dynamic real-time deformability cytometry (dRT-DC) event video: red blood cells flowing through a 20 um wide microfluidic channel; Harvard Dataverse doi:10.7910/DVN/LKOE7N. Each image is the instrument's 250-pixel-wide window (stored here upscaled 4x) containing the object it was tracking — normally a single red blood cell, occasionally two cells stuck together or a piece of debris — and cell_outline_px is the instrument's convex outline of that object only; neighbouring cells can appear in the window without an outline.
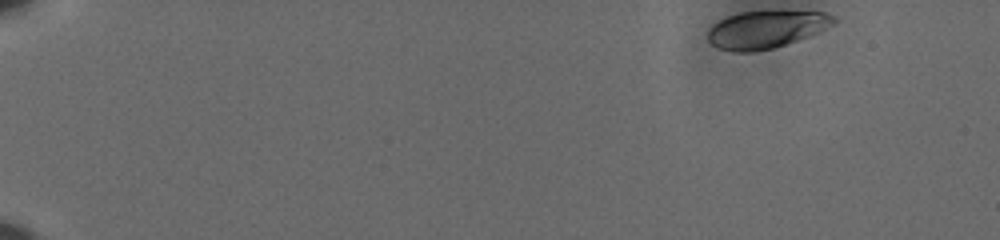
{"species": "human", "species_latin": "Homo sapiens", "temperature_condition": "cold", "stored_images_in_passage": 54, "camera_frame_rate_fps": 3000, "um_per_image_px": 0.085, "donor": {"sex": "male"}, "frame": {"image": 1, "passage_image": 1, "time_ms": 0.0, "image_size_px": [1000, 240], "cell_outline_px": [[836, 24], [808, 36], [772, 48], [752, 52], [732, 52], [716, 48], [708, 40], [708, 28], [712, 24], [728, 16], [740, 12], [824, 12], [836, 16]], "centroid_in_image_um": [65.09, 2.51], "position_along_channel_um": 19.9, "area_um2": 27.28}}
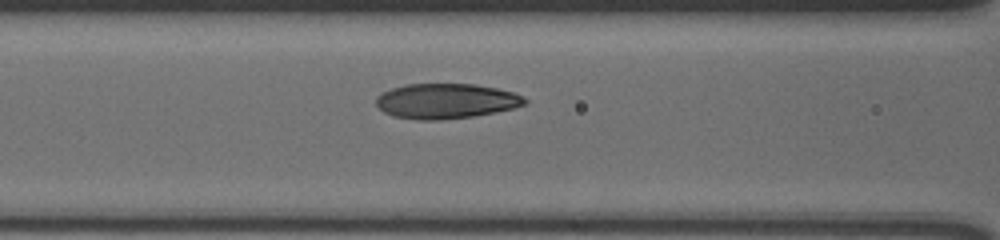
{"frame": {"image": 2, "passage_image": 23, "time_ms": 7.333, "image_size_px": [1000, 240], "cell_outline_px": [[528, 104], [496, 112], [472, 116], [440, 120], [416, 120], [392, 116], [384, 112], [376, 104], [376, 96], [380, 92], [404, 84], [472, 84], [496, 88], [512, 92], [524, 96], [528, 100]], "centroid_in_image_um": [37.89, 8.59], "position_along_channel_um": 128.7, "area_um2": 30.58}}
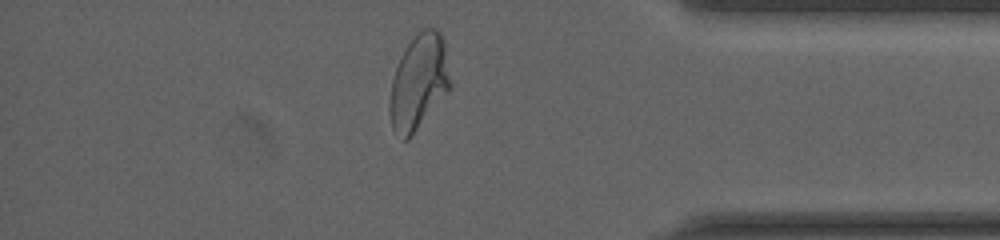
{"frame": {"image": 3, "passage_image": 47, "time_ms": 15.333, "image_size_px": [1000, 240], "cell_outline_px": [[452, 88], [408, 140], [404, 140], [392, 128], [388, 108], [392, 80], [396, 68], [408, 44], [416, 32], [424, 28], [436, 28], [440, 32], [444, 40], [452, 84]], "centroid_in_image_um": [35.62, 6.97], "position_along_channel_um": 399.6, "area_um2": 33.76}, "authors_computed_cell_mechanics": {"area_um2": 30.345, "velocity_mm_per_s": 3.6034, "shape_relaxation_time_tau1_ms": 3.9928, "shape_relaxation_time_tau2_ms": 1.1301, "deformation_change_tau1": 0.1604, "deformation_change_tau2": 0.0568}}